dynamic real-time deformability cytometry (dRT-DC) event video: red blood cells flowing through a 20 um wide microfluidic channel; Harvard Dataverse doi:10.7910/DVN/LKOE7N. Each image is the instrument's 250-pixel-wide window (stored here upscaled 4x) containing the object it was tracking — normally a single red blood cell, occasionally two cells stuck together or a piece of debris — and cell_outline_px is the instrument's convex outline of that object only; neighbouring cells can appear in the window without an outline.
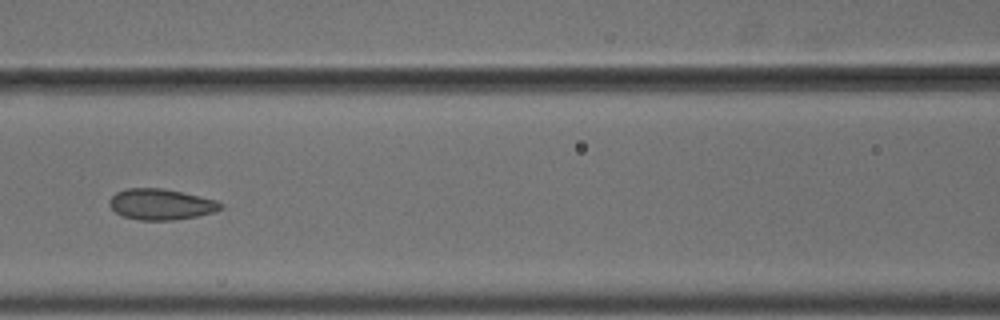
{"species": "common noctule bat (a hibernating species)", "species_latin": "Nyctalus noctula", "temperature_condition": "cold", "stored_images_in_passage": 10, "camera_frame_rate_fps": 3000, "um_per_image_px": 0.085, "animal": {"sex": "male", "body_mass_g": 18.8}, "frame": {"image": 1, "passage_image": 6, "time_ms": 1.667, "image_size_px": [1000, 320], "cell_outline_px": [[224, 208], [216, 212], [196, 216], [172, 220], [140, 220], [124, 216], [116, 212], [108, 204], [108, 200], [116, 192], [128, 188], [164, 188], [200, 196], [216, 200], [224, 204]], "centroid_in_image_um": [13.71, 17.36], "position_along_channel_um": 152.9, "area_um2": 20.11}}
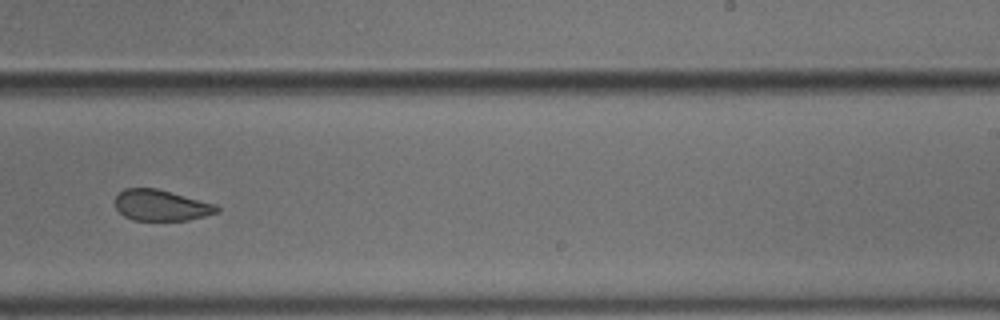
{"frame": {"image": 2, "passage_image": 9, "time_ms": 2.667, "image_size_px": [1000, 320], "cell_outline_px": [[220, 212], [188, 220], [132, 220], [124, 216], [116, 208], [116, 196], [124, 188], [156, 188], [172, 192], [216, 204], [220, 208]], "centroid_in_image_um": [13.72, 17.45], "position_along_channel_um": 275.3, "area_um2": 18.38}}
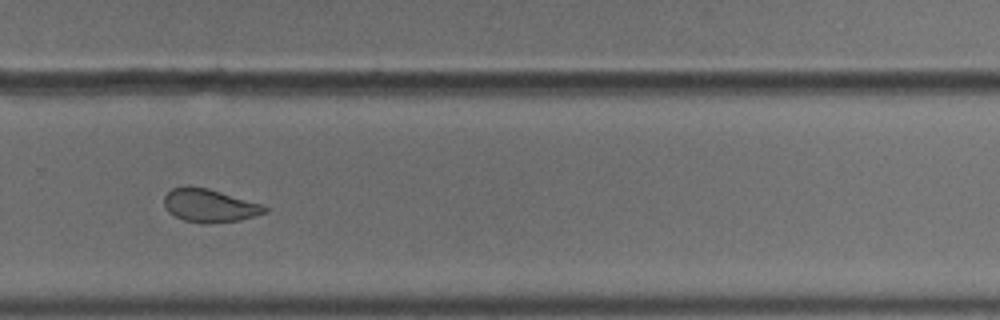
{"frame": {"image": 3, "passage_image": 10, "time_ms": 3.0, "image_size_px": [1000, 320], "cell_outline_px": [[268, 212], [240, 220], [208, 224], [204, 224], [184, 220], [168, 212], [164, 208], [164, 196], [172, 188], [208, 188], [260, 204], [268, 208]], "centroid_in_image_um": [17.81, 17.51], "position_along_channel_um": 312.0, "area_um2": 19.07}}